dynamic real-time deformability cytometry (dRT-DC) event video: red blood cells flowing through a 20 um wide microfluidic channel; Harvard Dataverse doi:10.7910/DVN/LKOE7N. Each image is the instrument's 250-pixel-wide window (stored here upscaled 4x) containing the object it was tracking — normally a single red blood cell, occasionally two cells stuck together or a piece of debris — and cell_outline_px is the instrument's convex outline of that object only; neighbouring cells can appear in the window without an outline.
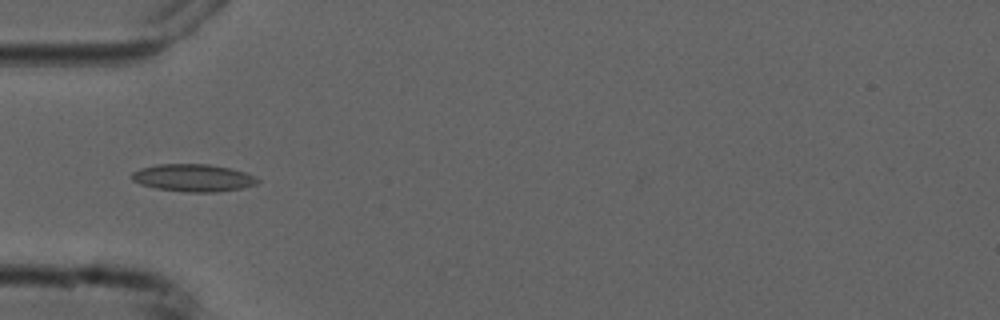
{"species": "common noctule bat (a hibernating species)", "species_latin": "Nyctalus noctula", "temperature_condition": "cold", "stored_images_in_passage": 3, "camera_frame_rate_fps": 3000, "um_per_image_px": 0.085, "animal": {"sex": "male", "forearm_length_mm": 52.5}, "frame": {"image": 1, "passage_image": 2, "time_ms": 1.0, "image_size_px": [1000, 320], "cell_outline_px": [[260, 180], [256, 184], [240, 188], [216, 192], [188, 192], [156, 188], [140, 184], [132, 180], [132, 172], [140, 168], [156, 164], [208, 164], [232, 168], [244, 172]], "centroid_in_image_um": [16.39, 15.11], "position_along_channel_um": 68.6, "area_um2": 20.0}}
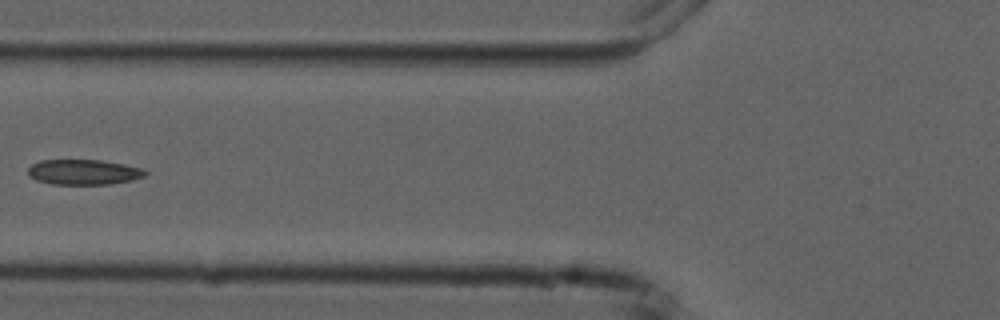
{"frame": {"image": 2, "passage_image": 3, "time_ms": 2.333, "image_size_px": [1000, 320], "cell_outline_px": [[148, 172], [144, 176], [132, 180], [108, 184], [52, 184], [36, 180], [28, 176], [28, 168], [32, 164], [40, 160], [104, 160], [124, 164], [140, 168]], "centroid_in_image_um": [7.08, 14.62], "position_along_channel_um": 118.7, "area_um2": 17.22}}